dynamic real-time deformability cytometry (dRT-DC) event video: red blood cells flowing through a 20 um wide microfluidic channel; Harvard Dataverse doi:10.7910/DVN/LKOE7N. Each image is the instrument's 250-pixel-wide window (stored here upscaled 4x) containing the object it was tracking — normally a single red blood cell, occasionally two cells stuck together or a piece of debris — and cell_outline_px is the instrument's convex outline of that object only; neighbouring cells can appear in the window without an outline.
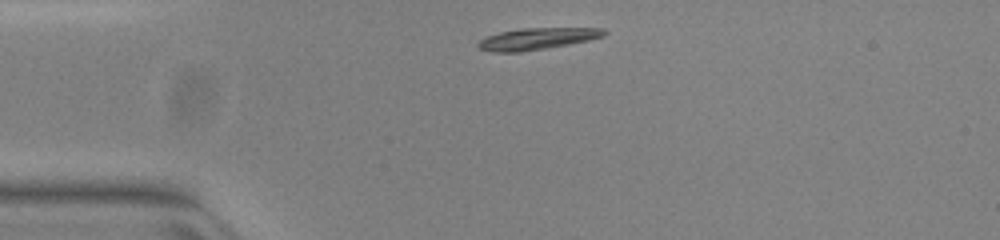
{"species": "common noctule bat (a hibernating species)", "species_latin": "Nyctalus noctula", "temperature_condition": "warm", "stored_images_in_passage": 40, "camera_frame_rate_fps": 3000, "um_per_image_px": 0.085, "animal": {"sex": "female", "body_mass_g": 23.0, "forearm_length_mm": 53.4}, "frame": {"image": 1, "passage_image": 1, "time_ms": 0.0, "image_size_px": [1000, 240], "cell_outline_px": [[608, 32], [604, 36], [588, 40], [568, 44], [520, 52], [492, 52], [476, 48], [476, 44], [480, 40], [488, 36], [500, 32], [520, 28], [604, 28]], "centroid_in_image_um": [45.63, 3.29], "position_along_channel_um": 39.4, "area_um2": 15.84}}
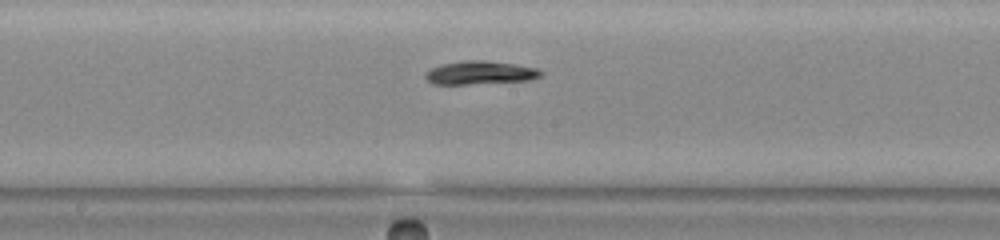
{"frame": {"image": 2, "passage_image": 16, "time_ms": 5.0, "image_size_px": [1000, 240], "cell_outline_px": [[544, 72], [540, 76], [532, 80], [468, 84], [432, 84], [424, 76], [424, 72], [440, 64], [464, 60], [484, 60], [512, 64], [536, 68]], "centroid_in_image_um": [40.77, 6.18], "position_along_channel_um": 207.4, "area_um2": 15.72}}
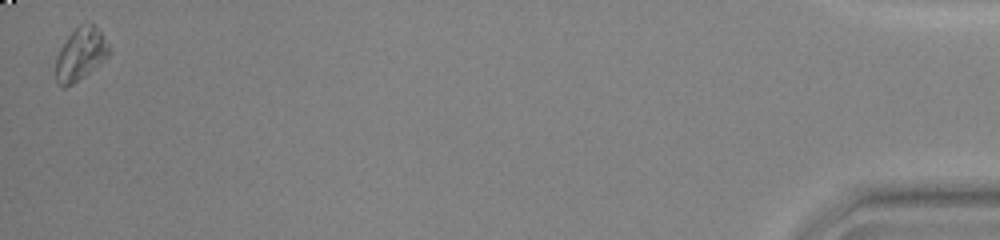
{"frame": {"image": 3, "passage_image": 40, "time_ms": 13.0, "image_size_px": [1000, 240], "cell_outline_px": [[112, 52], [100, 64], [84, 76], [72, 84], [64, 88], [56, 84], [56, 56], [60, 48], [68, 36], [80, 24], [92, 24], [104, 36], [112, 48]], "centroid_in_image_um": [6.86, 4.62], "position_along_channel_um": 428.3, "area_um2": 16.36}, "authors_computed_cell_mechanics": {"area_um2": 15.5771, "velocity_mm_per_s": 3.9717, "shape_relaxation_time_tau1_ms": 2.8146, "shape_relaxation_time_tau2_ms": 2.5702, "deformation_change_tau1": 0.1378, "deformation_change_tau2": 0.0789}}